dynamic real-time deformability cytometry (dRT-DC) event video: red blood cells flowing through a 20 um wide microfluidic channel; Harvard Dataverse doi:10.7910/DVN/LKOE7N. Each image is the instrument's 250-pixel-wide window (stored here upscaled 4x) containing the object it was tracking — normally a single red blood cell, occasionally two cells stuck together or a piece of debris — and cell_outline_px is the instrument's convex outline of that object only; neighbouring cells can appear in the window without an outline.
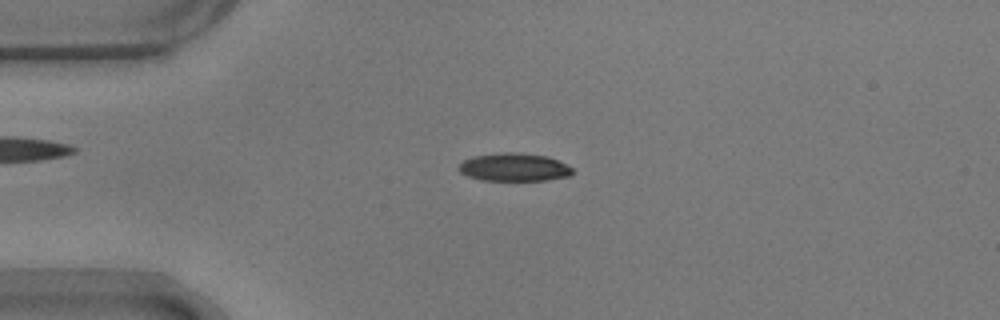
{"species": "common noctule bat (a hibernating species)", "species_latin": "Nyctalus noctula", "temperature_condition": "warm", "stored_images_in_passage": 54, "camera_frame_rate_fps": 3000, "um_per_image_px": 0.085, "animal": {"sex": "male", "body_mass_g": 17.9}, "frame": {"image": 1, "passage_image": 13, "time_ms": 4.0, "image_size_px": [1000, 320], "cell_outline_px": [[576, 172], [572, 176], [548, 180], [480, 180], [468, 176], [460, 172], [456, 168], [464, 160], [476, 156], [504, 152], [516, 152], [548, 156], [572, 168]], "centroid_in_image_um": [43.73, 14.22], "position_along_channel_um": 41.3, "area_um2": 18.61}}
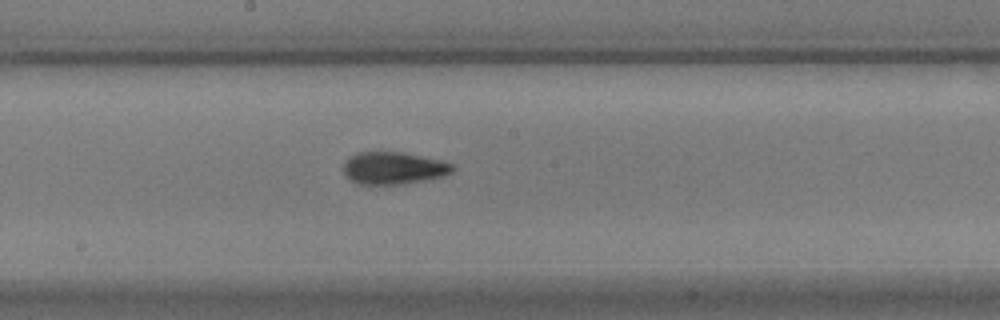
{"frame": {"image": 2, "passage_image": 29, "time_ms": 9.333, "image_size_px": [1000, 320], "cell_outline_px": [[456, 168], [452, 172], [444, 176], [404, 184], [360, 184], [352, 180], [344, 172], [344, 160], [356, 152], [400, 152], [440, 160], [452, 164]], "centroid_in_image_um": [33.46, 14.28], "position_along_channel_um": 214.7, "area_um2": 20.4}}
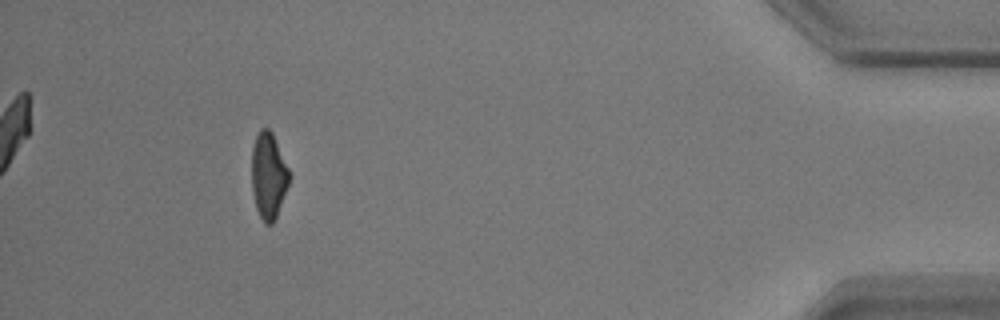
{"frame": {"image": 3, "passage_image": 50, "time_ms": 16.333, "image_size_px": [1000, 320], "cell_outline_px": [[288, 184], [276, 216], [272, 224], [264, 224], [256, 208], [252, 192], [252, 144], [260, 128], [268, 128], [272, 132], [288, 168]], "centroid_in_image_um": [22.79, 14.91], "position_along_channel_um": 412.4, "area_um2": 18.55}, "authors_computed_cell_mechanics": {"area_um2": 19.4208, "velocity_mm_per_s": 3.6946, "shape_relaxation_time_tau1_ms": 8.0005, "shape_relaxation_time_tau2_ms": 1.9643, "deformation_change_tau1": 0.2259, "deformation_change_tau2": 0.0875}}